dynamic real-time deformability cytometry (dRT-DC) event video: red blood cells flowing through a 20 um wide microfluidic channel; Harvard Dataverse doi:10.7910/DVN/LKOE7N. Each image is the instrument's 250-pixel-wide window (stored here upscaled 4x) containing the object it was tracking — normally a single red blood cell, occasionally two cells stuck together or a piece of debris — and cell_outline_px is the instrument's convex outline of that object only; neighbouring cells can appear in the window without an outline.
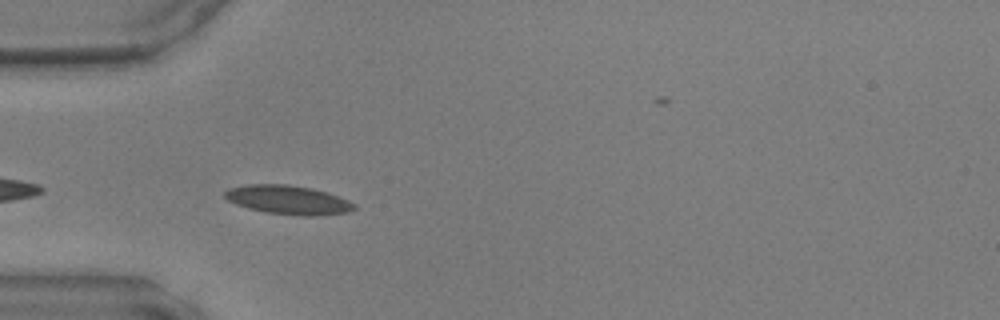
{"species": "common noctule bat (a hibernating species)", "species_latin": "Nyctalus noctula", "temperature_condition": "warm", "stored_images_in_passage": 8, "camera_frame_rate_fps": 3000, "um_per_image_px": 0.085, "animal": {"sex": "male", "body_mass_g": 17.9, "forearm_length_mm": 54.2}, "frame": {"image": 1, "passage_image": 2, "time_ms": 0.333, "image_size_px": [1000, 320], "cell_outline_px": [[356, 208], [348, 212], [312, 216], [300, 216], [264, 212], [248, 208], [236, 204], [228, 200], [224, 196], [224, 192], [228, 188], [248, 184], [288, 184], [312, 188], [348, 200], [356, 204]], "centroid_in_image_um": [24.46, 16.99], "position_along_channel_um": 60.5, "area_um2": 21.79}}